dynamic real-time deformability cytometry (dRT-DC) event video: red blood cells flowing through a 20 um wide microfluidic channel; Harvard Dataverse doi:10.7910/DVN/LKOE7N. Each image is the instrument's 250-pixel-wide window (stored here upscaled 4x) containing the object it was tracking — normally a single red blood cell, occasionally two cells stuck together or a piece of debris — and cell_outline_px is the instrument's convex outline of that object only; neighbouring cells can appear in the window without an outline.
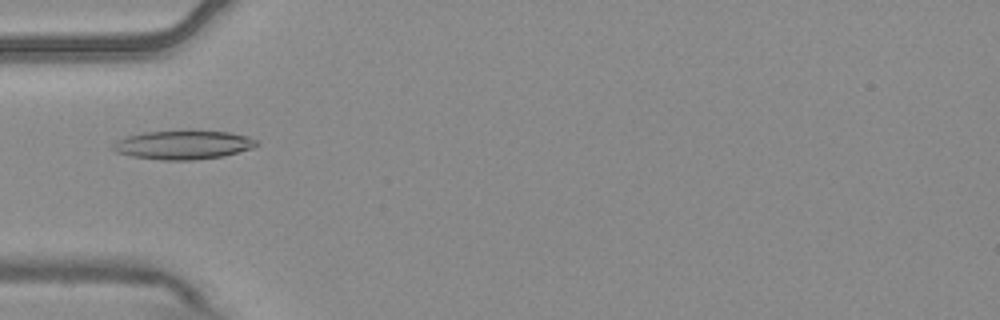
{"species": "common noctule bat (a hibernating species)", "species_latin": "Nyctalus noctula", "temperature_condition": "warm", "stored_images_in_passage": 9, "camera_frame_rate_fps": 3000, "um_per_image_px": 0.085, "animal": {"sex": "male", "body_mass_g": 20.4}, "frame": {"image": 1, "passage_image": 4, "time_ms": 1.0, "image_size_px": [1000, 320], "cell_outline_px": [[260, 144], [252, 148], [224, 156], [192, 160], [160, 160], [132, 156], [116, 152], [112, 148], [112, 144], [116, 140], [128, 136], [144, 132], [184, 128], [228, 132], [248, 136], [260, 140]], "centroid_in_image_um": [15.6, 12.27], "position_along_channel_um": 69.4, "area_um2": 25.03}}
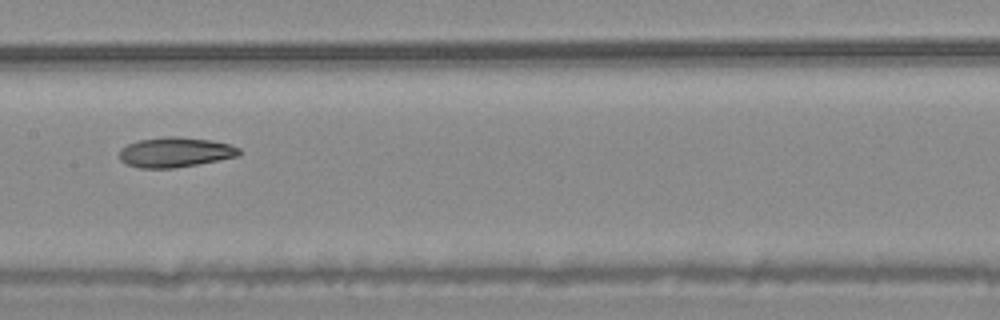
{"frame": {"image": 2, "passage_image": 7, "time_ms": 2.0, "image_size_px": [1000, 320], "cell_outline_px": [[240, 156], [196, 164], [172, 168], [140, 168], [124, 164], [120, 160], [120, 148], [128, 144], [140, 140], [164, 136], [180, 136], [212, 140], [228, 144], [240, 148]], "centroid_in_image_um": [14.88, 12.93], "position_along_channel_um": 192.5, "area_um2": 20.98}}
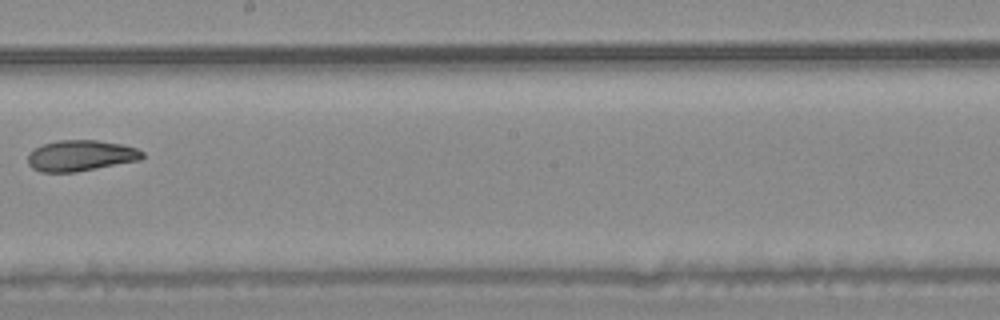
{"frame": {"image": 3, "passage_image": 8, "time_ms": 2.333, "image_size_px": [1000, 320], "cell_outline_px": [[144, 156], [140, 160], [76, 172], [40, 172], [32, 168], [28, 164], [28, 152], [44, 144], [60, 140], [96, 140], [120, 144], [136, 148], [144, 152]], "centroid_in_image_um": [6.85, 13.23], "position_along_channel_um": 241.4, "area_um2": 20.58}}